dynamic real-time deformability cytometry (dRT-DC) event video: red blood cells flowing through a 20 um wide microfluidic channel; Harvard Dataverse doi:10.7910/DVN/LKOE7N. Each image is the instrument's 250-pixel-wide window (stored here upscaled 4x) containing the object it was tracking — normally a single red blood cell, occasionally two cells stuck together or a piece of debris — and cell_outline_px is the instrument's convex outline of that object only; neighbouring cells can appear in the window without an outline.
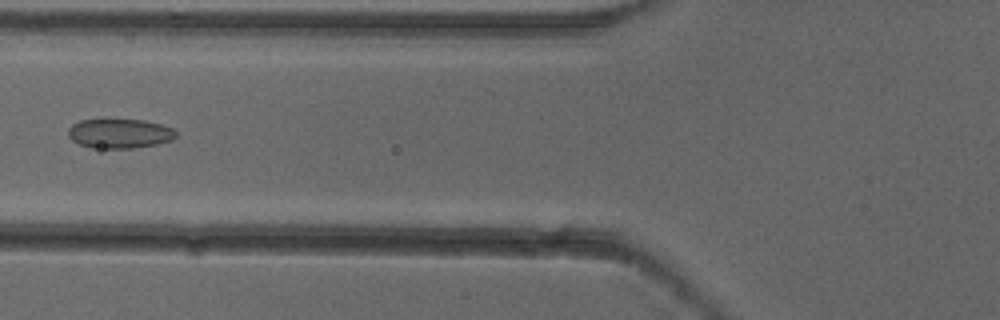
{"species": "common noctule bat (a hibernating species)", "species_latin": "Nyctalus noctula", "temperature_condition": "cold", "stored_images_in_passage": 5, "camera_frame_rate_fps": 3000, "um_per_image_px": 0.085, "animal": {"sex": "female"}, "frame": {"image": 1, "passage_image": 5, "time_ms": 1.333, "image_size_px": [1000, 320], "cell_outline_px": [[176, 136], [172, 140], [156, 144], [132, 148], [92, 148], [80, 144], [72, 140], [68, 136], [68, 128], [72, 124], [80, 120], [144, 120], [160, 124], [172, 128], [176, 132]], "centroid_in_image_um": [10.15, 11.35], "position_along_channel_um": 115.6, "area_um2": 18.38}}